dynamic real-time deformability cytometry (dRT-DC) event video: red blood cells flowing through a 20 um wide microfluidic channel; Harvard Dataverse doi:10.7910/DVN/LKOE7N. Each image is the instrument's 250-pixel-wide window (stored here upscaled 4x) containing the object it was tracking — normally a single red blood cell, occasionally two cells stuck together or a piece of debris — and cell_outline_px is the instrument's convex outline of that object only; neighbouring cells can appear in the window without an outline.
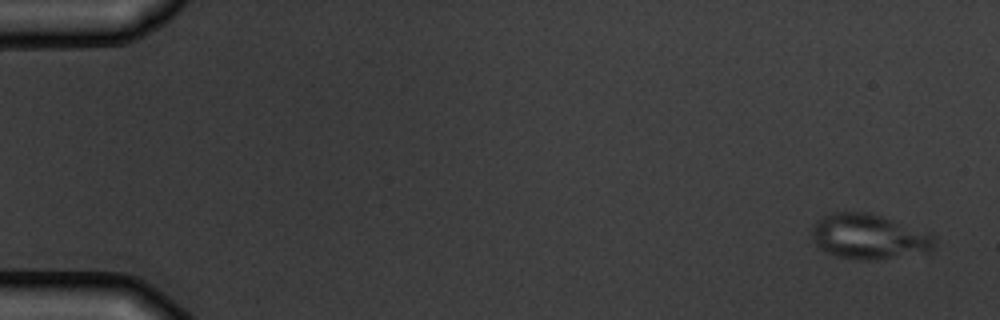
{"species": "common noctule bat (a hibernating species)", "species_latin": "Nyctalus noctula", "temperature_condition": "warm", "stored_images_in_passage": 4, "camera_frame_rate_fps": 3000, "um_per_image_px": 0.085, "animal": {"sex": "male", "body_mass_g": 19.5, "forearm_length_mm": 54.6}, "frame": {"image": 1, "passage_image": 1, "time_ms": 0.0, "image_size_px": [1000, 320], "cell_outline_px": [[936, 240], [932, 248], [928, 252], [872, 260], [860, 260], [836, 256], [824, 252], [812, 240], [812, 228], [816, 220], [832, 212], [868, 212], [928, 232], [936, 236]], "centroid_in_image_um": [73.83, 20.12], "position_along_channel_um": 11.2, "area_um2": 32.14}}